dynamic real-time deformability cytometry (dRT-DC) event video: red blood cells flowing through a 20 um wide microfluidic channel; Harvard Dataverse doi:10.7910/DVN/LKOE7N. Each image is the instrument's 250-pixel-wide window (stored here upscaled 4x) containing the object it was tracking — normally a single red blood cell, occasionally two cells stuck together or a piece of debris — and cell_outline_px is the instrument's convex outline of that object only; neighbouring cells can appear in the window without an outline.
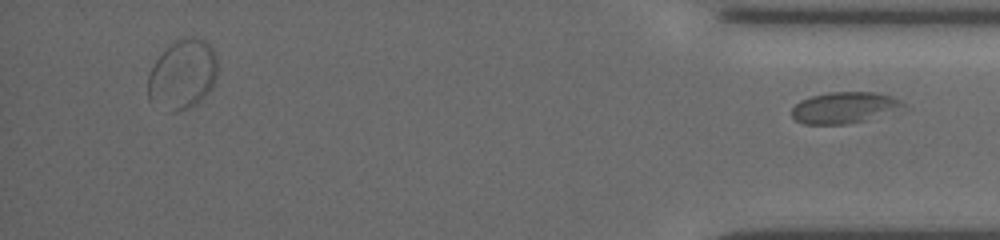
{"species": "common noctule bat (a hibernating species)", "species_latin": "Nyctalus noctula", "temperature_condition": "cold", "stored_images_in_passage": 36, "segment_of_instrument_passage": [2, 2], "camera_frame_rate_fps": 3000, "um_per_image_px": 0.085, "animal": {"sex": "female", "body_mass_g": 19.5, "forearm_length_mm": 54.1}, "frame": {"image": 1, "passage_image": 36, "time_ms": 11.667, "image_size_px": [1000, 240], "cell_outline_px": [[904, 104], [860, 120], [844, 124], [804, 124], [796, 120], [792, 116], [792, 108], [800, 100], [812, 96], [828, 92], [876, 92], [892, 96], [900, 100]], "centroid_in_image_um": [71.59, 9.12], "position_along_channel_um": 363.6, "area_um2": 19.25}}